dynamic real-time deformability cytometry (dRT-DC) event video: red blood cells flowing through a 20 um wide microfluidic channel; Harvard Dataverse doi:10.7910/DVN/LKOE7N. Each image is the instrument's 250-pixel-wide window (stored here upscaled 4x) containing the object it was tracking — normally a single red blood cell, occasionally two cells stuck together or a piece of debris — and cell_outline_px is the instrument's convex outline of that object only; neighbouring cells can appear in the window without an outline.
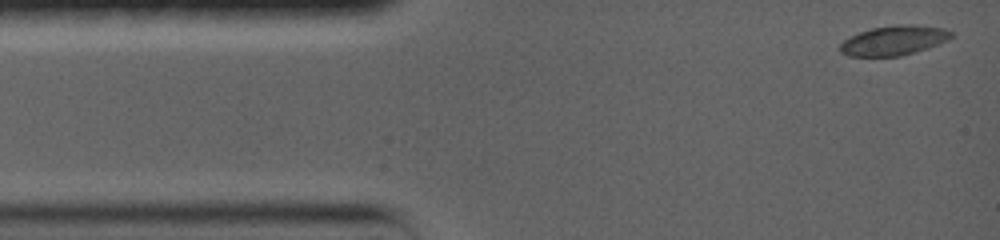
{"species": "common noctule bat (a hibernating species)", "species_latin": "Nyctalus noctula", "temperature_condition": "warm", "stored_images_in_passage": 31, "camera_frame_rate_fps": 5000, "um_per_image_px": 0.085, "animal": {"sex": "female", "body_mass_g": 19.0, "forearm_length_mm": 56.7}, "frame": {"image": 1, "passage_image": 1, "time_ms": 0.0, "image_size_px": [1000, 240], "cell_outline_px": [[952, 36], [948, 40], [928, 48], [900, 56], [848, 56], [840, 52], [840, 44], [844, 40], [860, 32], [872, 28], [896, 24], [912, 24], [944, 28], [952, 32]], "centroid_in_image_um": [75.99, 3.43], "position_along_channel_um": 9.0, "area_um2": 19.13}}
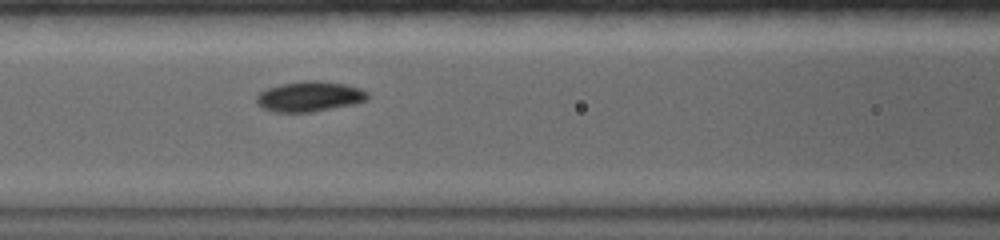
{"frame": {"image": 2, "passage_image": 14, "time_ms": 5.6, "image_size_px": [1000, 240], "cell_outline_px": [[368, 100], [352, 104], [312, 112], [276, 112], [264, 108], [256, 100], [256, 96], [260, 92], [268, 88], [280, 84], [304, 80], [320, 80], [348, 84], [360, 88], [368, 92]], "centroid_in_image_um": [26.35, 8.18], "position_along_channel_um": 140.3, "area_um2": 19.59}}
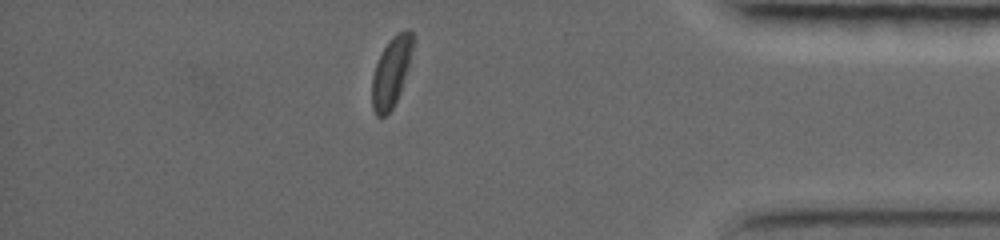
{"frame": {"image": 3, "passage_image": 27, "time_ms": 13.8, "image_size_px": [1000, 240], "cell_outline_px": [[412, 48], [408, 68], [400, 92], [392, 108], [384, 116], [376, 116], [372, 108], [372, 76], [376, 64], [388, 40], [392, 36], [408, 28], [412, 32]], "centroid_in_image_um": [33.24, 6.12], "position_along_channel_um": 402.0, "area_um2": 16.3}, "authors_computed_cell_mechanics": {"area_um2": 18.785, "velocity_mm_per_s": 3.5685, "shape_relaxation_time_tau1_ms": 3.0452, "shape_relaxation_time_tau2_ms": 2.515, "deformation_change_tau1": 0.1111, "deformation_change_tau2": 0.0358}}